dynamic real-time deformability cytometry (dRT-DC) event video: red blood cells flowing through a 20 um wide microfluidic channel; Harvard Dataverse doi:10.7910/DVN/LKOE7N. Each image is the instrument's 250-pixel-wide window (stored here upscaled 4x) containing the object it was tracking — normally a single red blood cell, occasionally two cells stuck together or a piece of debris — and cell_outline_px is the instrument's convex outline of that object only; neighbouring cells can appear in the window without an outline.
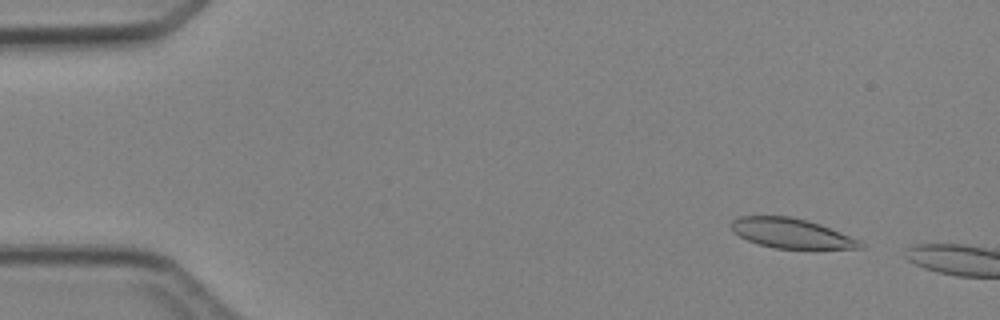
{"species": "Egyptian fruit bat (a non-hibernating species)", "species_latin": "Rousettus aegyptiacus", "temperature_condition": "cold", "stored_images_in_passage": 2, "camera_frame_rate_fps": 3000, "um_per_image_px": 0.085, "animal": {"sex": "female"}, "frame": {"image": 1, "passage_image": 1, "time_ms": 0.0, "image_size_px": [1000, 320], "cell_outline_px": [[864, 248], [776, 248], [760, 244], [748, 240], [740, 236], [728, 224], [732, 220], [740, 216], [792, 216], [820, 224], [860, 240], [864, 244]], "centroid_in_image_um": [67.26, 19.81], "position_along_channel_um": 17.7, "area_um2": 22.08}}